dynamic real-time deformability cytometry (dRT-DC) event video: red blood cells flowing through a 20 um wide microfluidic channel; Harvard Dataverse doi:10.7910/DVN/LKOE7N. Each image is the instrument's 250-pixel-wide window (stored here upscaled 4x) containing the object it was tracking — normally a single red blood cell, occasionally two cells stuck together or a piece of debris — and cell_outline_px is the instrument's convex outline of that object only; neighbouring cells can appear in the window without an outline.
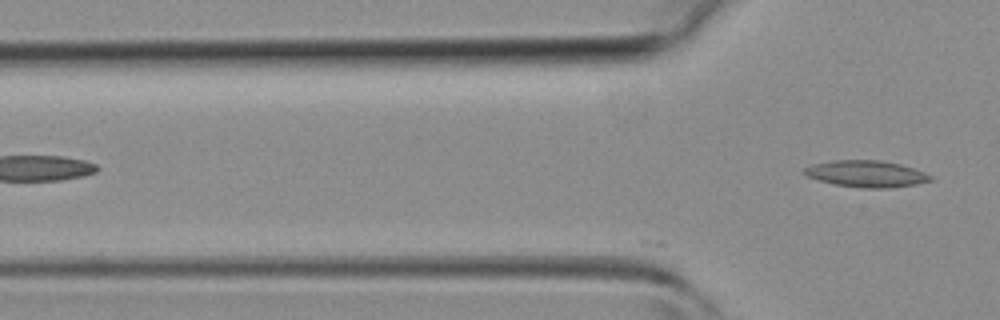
{"species": "common noctule bat (a hibernating species)", "species_latin": "Nyctalus noctula", "temperature_condition": "room temperature", "stored_images_in_passage": 10, "camera_frame_rate_fps": 3000, "um_per_image_px": 0.085, "animal": {"sex": "female", "body_mass_g": 19.3, "forearm_length_mm": 54.1}, "frame": {"image": 1, "passage_image": 10, "time_ms": 3.0, "image_size_px": [1000, 320], "cell_outline_px": [[932, 180], [916, 184], [888, 188], [860, 188], [836, 184], [820, 180], [808, 176], [800, 172], [804, 168], [816, 164], [832, 160], [880, 160], [900, 164], [924, 172], [932, 176]], "centroid_in_image_um": [73.64, 14.77], "position_along_channel_um": 52.2, "area_um2": 19.36}}